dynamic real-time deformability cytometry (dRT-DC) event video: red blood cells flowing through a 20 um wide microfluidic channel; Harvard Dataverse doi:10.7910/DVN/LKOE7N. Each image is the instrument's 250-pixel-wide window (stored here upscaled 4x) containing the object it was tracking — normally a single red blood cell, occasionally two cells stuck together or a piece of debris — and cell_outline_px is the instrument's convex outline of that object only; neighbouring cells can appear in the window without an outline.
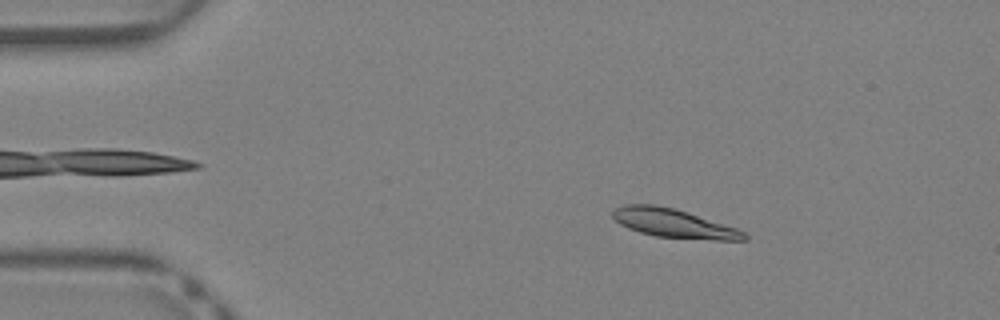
{"species": "Egyptian fruit bat (a non-hibernating species)", "species_latin": "Rousettus aegyptiacus", "temperature_condition": "warm", "stored_images_in_passage": 38, "camera_frame_rate_fps": 3000, "um_per_image_px": 0.085, "animal": {"sex": "female"}, "frame": {"image": 1, "passage_image": 4, "time_ms": 1.0, "image_size_px": [1000, 320], "cell_outline_px": [[748, 240], [716, 240], [656, 236], [640, 232], [628, 228], [620, 224], [612, 216], [612, 212], [616, 208], [624, 204], [656, 204], [688, 212], [736, 228], [744, 232], [748, 236]], "centroid_in_image_um": [57.26, 18.97], "position_along_channel_um": 27.7, "area_um2": 21.85}}
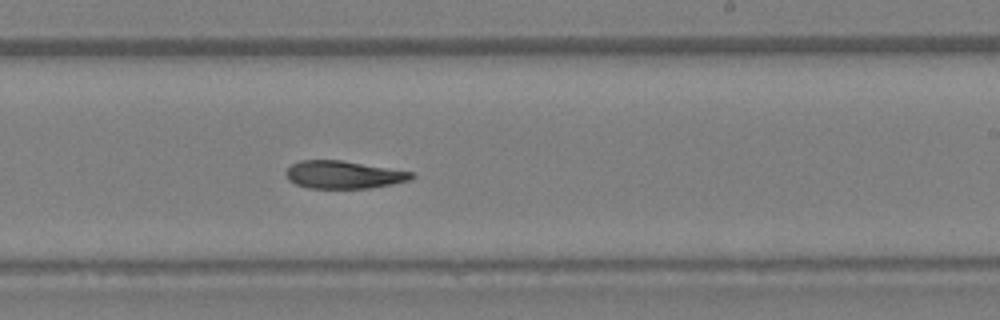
{"frame": {"image": 2, "passage_image": 22, "time_ms": 7.0, "image_size_px": [1000, 320], "cell_outline_px": [[416, 176], [412, 180], [372, 188], [308, 188], [296, 184], [288, 180], [288, 168], [292, 164], [300, 160], [340, 160], [412, 172]], "centroid_in_image_um": [29.24, 14.86], "position_along_channel_um": 259.8, "area_um2": 20.11}}
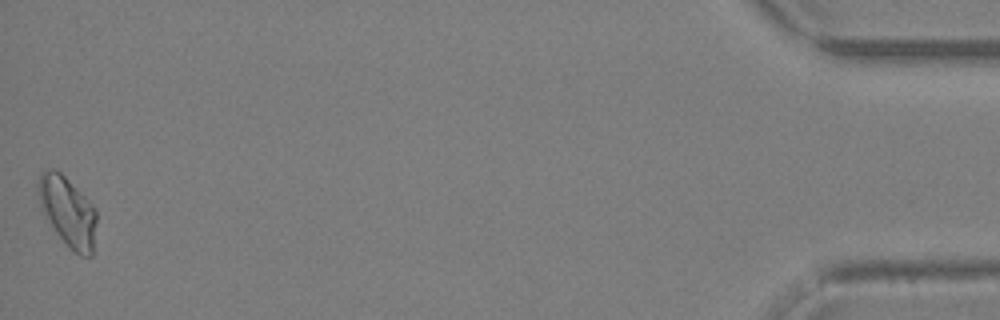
{"frame": {"image": 3, "passage_image": 38, "time_ms": 12.333, "image_size_px": [1000, 320], "cell_outline_px": [[96, 220], [92, 256], [80, 256], [56, 232], [44, 216], [40, 208], [36, 192], [36, 184], [40, 172], [44, 168], [52, 168], [60, 172], [92, 204], [96, 212]], "centroid_in_image_um": [5.69, 17.92], "position_along_channel_um": 429.5, "area_um2": 23.64}, "authors_computed_cell_mechanics": {"area_um2": 21.3282, "velocity_mm_per_s": 4.9885, "shape_relaxation_time_tau1_ms": null, "shape_relaxation_time_tau2_ms": 7.2118, "deformation_change_tau1": null, "deformation_change_tau2": 0.171}}